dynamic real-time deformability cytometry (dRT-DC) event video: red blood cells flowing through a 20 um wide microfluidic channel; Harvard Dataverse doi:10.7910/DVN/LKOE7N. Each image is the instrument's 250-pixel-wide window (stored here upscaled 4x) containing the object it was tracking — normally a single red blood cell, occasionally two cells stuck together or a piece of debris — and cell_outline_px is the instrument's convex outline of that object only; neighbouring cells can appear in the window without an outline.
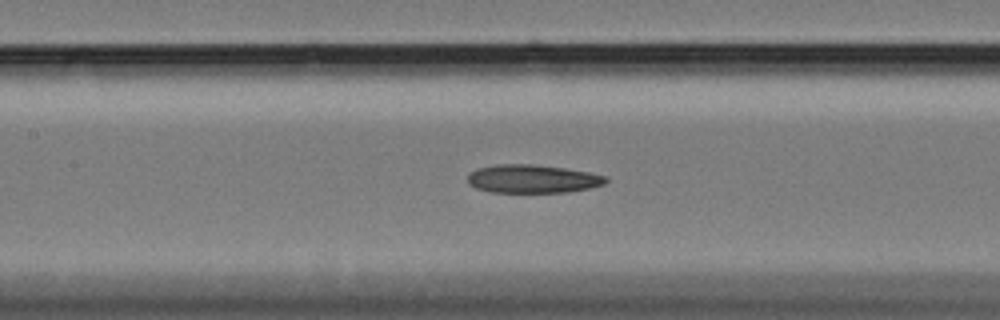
{"species": "Egyptian fruit bat (a non-hibernating species)", "species_latin": "Rousettus aegyptiacus", "temperature_condition": "cold", "stored_images_in_passage": 54, "camera_frame_rate_fps": 3000, "um_per_image_px": 0.085, "animal": {"sex": "female"}, "frame": {"image": 1, "passage_image": 23, "time_ms": 7.333, "image_size_px": [1000, 320], "cell_outline_px": [[608, 180], [604, 184], [588, 188], [568, 192], [492, 192], [476, 188], [468, 184], [468, 176], [472, 172], [480, 168], [496, 164], [532, 164], [564, 168], [588, 172], [608, 176]], "centroid_in_image_um": [45.28, 15.2], "position_along_channel_um": 162.1, "area_um2": 22.66}}
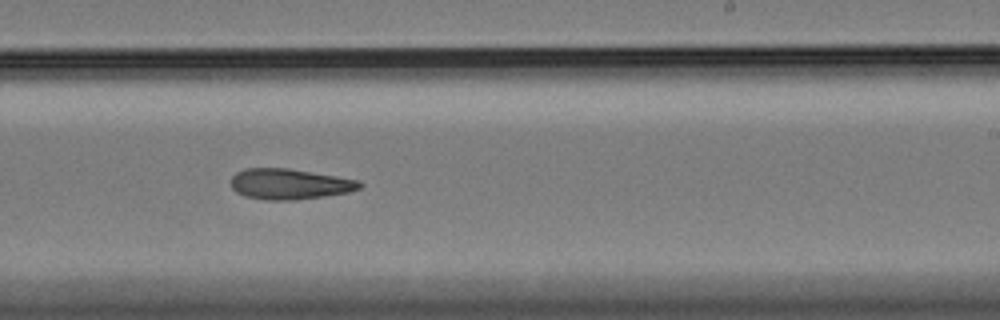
{"frame": {"image": 2, "passage_image": 32, "time_ms": 10.333, "image_size_px": [1000, 320], "cell_outline_px": [[364, 184], [360, 188], [348, 192], [324, 196], [296, 200], [264, 200], [244, 196], [236, 192], [232, 188], [232, 176], [236, 172], [248, 168], [288, 168], [360, 180]], "centroid_in_image_um": [24.62, 15.65], "position_along_channel_um": 264.4, "area_um2": 23.0}}
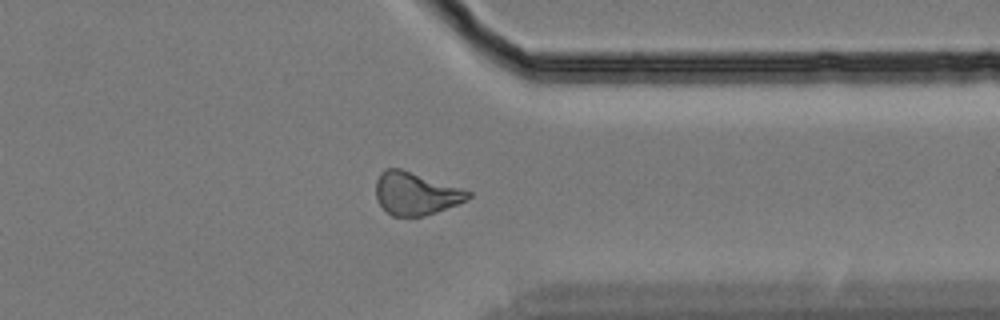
{"frame": {"image": 3, "passage_image": 42, "time_ms": 13.667, "image_size_px": [1000, 320], "cell_outline_px": [[472, 196], [456, 204], [436, 212], [424, 216], [392, 216], [376, 200], [376, 180], [380, 172], [388, 168], [400, 168], [472, 192]], "centroid_in_image_um": [35.29, 16.45], "position_along_channel_um": 376.1, "area_um2": 22.6}, "authors_computed_cell_mechanics": {"area_um2": 23.2356, "velocity_mm_per_s": 3.4233, "shape_relaxation_time_tau1_ms": 10.6048, "shape_relaxation_time_tau2_ms": null, "deformation_change_tau1": 0.1998, "deformation_change_tau2": null}}